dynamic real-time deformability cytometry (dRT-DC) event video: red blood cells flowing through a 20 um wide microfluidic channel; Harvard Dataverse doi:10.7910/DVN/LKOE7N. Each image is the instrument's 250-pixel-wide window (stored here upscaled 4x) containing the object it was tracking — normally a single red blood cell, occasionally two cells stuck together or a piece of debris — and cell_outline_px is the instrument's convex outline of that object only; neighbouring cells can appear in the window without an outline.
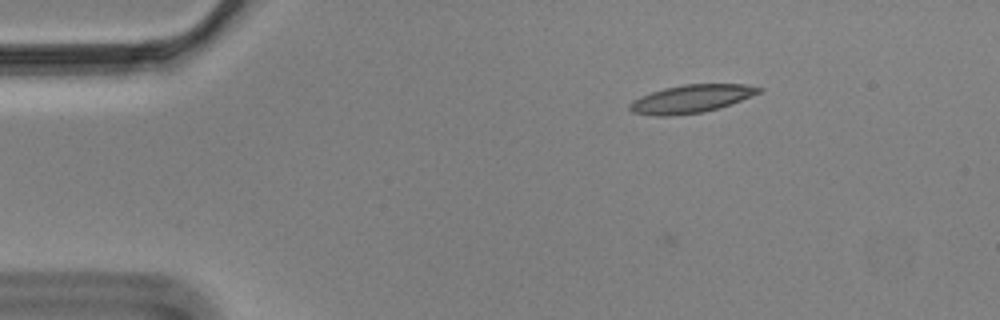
{"species": "Egyptian fruit bat (a non-hibernating species)", "species_latin": "Rousettus aegyptiacus", "temperature_condition": "cold", "stored_images_in_passage": 30, "camera_frame_rate_fps": 3000, "um_per_image_px": 0.085, "animal": {"sex": "male"}, "frame": {"image": 1, "passage_image": 5, "time_ms": 1.333, "image_size_px": [1000, 320], "cell_outline_px": [[764, 88], [760, 92], [720, 108], [704, 112], [672, 116], [656, 116], [632, 112], [628, 108], [628, 104], [632, 100], [640, 96], [664, 88], [684, 84], [744, 84]], "centroid_in_image_um": [58.71, 8.4], "position_along_channel_um": 26.3, "area_um2": 21.1}}
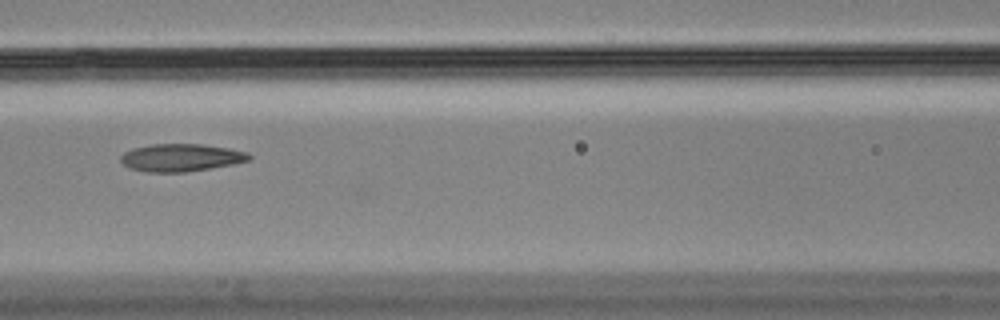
{"frame": {"image": 2, "passage_image": 21, "time_ms": 6.667, "image_size_px": [1000, 320], "cell_outline_px": [[252, 156], [248, 160], [232, 164], [184, 172], [148, 172], [128, 168], [120, 160], [120, 156], [124, 152], [132, 148], [152, 144], [204, 144], [228, 148], [248, 152]], "centroid_in_image_um": [15.35, 13.39], "position_along_channel_um": 151.2, "area_um2": 20.58}}
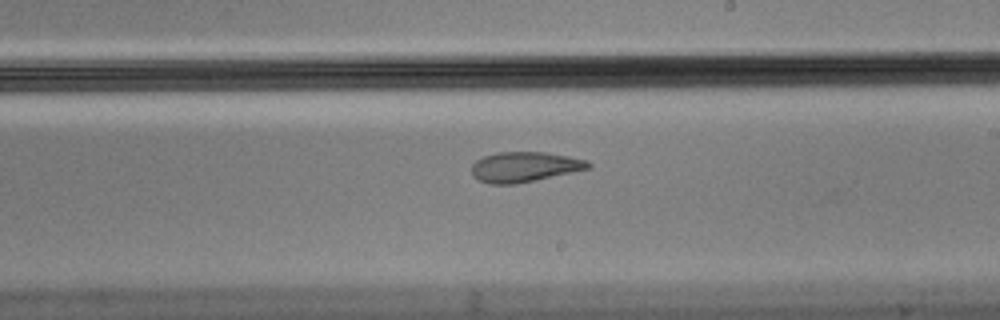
{"frame": {"image": 3, "passage_image": 29, "time_ms": 9.333, "image_size_px": [1000, 320], "cell_outline_px": [[592, 168], [536, 180], [516, 184], [488, 184], [472, 176], [472, 164], [476, 160], [484, 156], [496, 152], [544, 152], [568, 156], [588, 160], [592, 164]], "centroid_in_image_um": [44.6, 14.19], "position_along_channel_um": 244.4, "area_um2": 20.63}}